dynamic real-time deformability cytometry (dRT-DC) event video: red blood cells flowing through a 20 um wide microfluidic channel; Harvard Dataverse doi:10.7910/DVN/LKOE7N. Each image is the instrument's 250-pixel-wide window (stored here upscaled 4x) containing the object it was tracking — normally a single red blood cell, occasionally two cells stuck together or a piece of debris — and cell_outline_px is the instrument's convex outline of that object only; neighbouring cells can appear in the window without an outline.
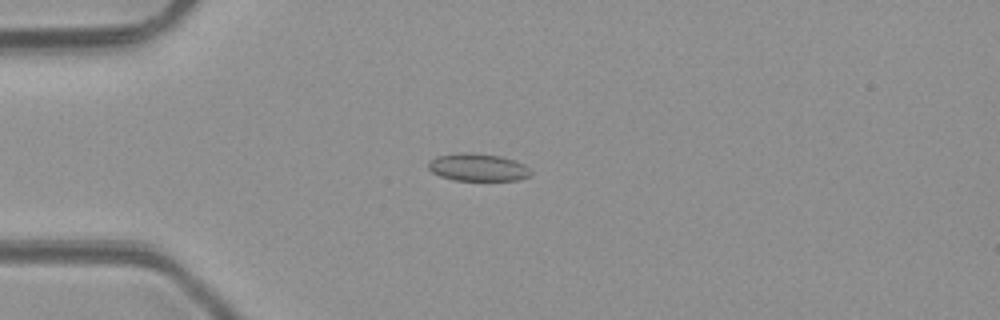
{"species": "common noctule bat (a hibernating species)", "species_latin": "Nyctalus noctula", "temperature_condition": "room temperature", "stored_images_in_passage": 5, "camera_frame_rate_fps": 3000, "um_per_image_px": 0.085, "animal": {"sex": "male", "body_mass_g": 23.1, "forearm_length_mm": 52.7}, "frame": {"image": 1, "passage_image": 4, "time_ms": 4.333, "image_size_px": [1000, 320], "cell_outline_px": [[532, 176], [516, 180], [452, 180], [440, 176], [432, 172], [428, 168], [428, 160], [436, 156], [460, 152], [472, 152], [500, 156], [524, 164], [532, 172]], "centroid_in_image_um": [40.59, 14.22], "position_along_channel_um": 44.4, "area_um2": 16.59}}